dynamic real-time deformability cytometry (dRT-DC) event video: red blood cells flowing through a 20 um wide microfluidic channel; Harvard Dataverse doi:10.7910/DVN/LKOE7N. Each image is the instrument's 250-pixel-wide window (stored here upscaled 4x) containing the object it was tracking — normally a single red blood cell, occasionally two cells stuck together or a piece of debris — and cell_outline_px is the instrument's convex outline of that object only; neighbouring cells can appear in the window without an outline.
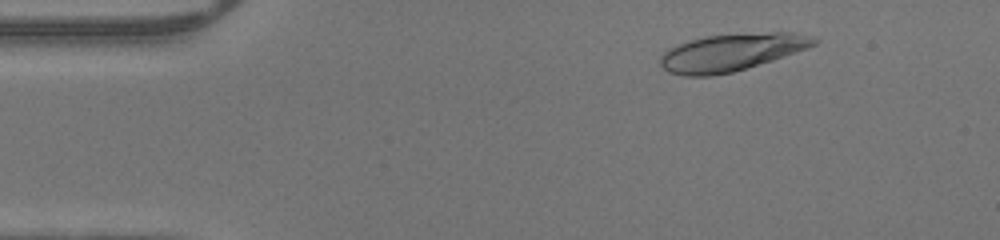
{"species": "human", "species_latin": "Homo sapiens", "temperature_condition": "warm", "stored_images_in_passage": 46, "camera_frame_rate_fps": 3000, "um_per_image_px": 0.085, "donor": {"sex": "male"}, "frame": {"image": 1, "passage_image": 5, "time_ms": 1.333, "image_size_px": [1000, 240], "cell_outline_px": [[820, 40], [816, 44], [808, 48], [772, 60], [732, 72], [712, 76], [684, 76], [668, 72], [660, 64], [660, 56], [668, 48], [704, 36], [772, 32], [792, 32], [812, 36]], "centroid_in_image_um": [62.18, 4.45], "position_along_channel_um": 22.8, "area_um2": 33.18}}
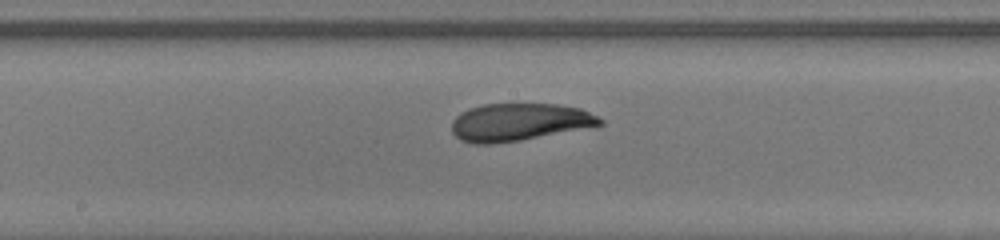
{"frame": {"image": 2, "passage_image": 23, "time_ms": 7.333, "image_size_px": [1000, 240], "cell_outline_px": [[604, 124], [520, 140], [492, 144], [472, 144], [460, 140], [452, 132], [452, 120], [460, 112], [468, 108], [484, 104], [556, 104], [580, 108], [604, 120]], "centroid_in_image_um": [44.07, 10.38], "position_along_channel_um": 204.1, "area_um2": 32.25}}
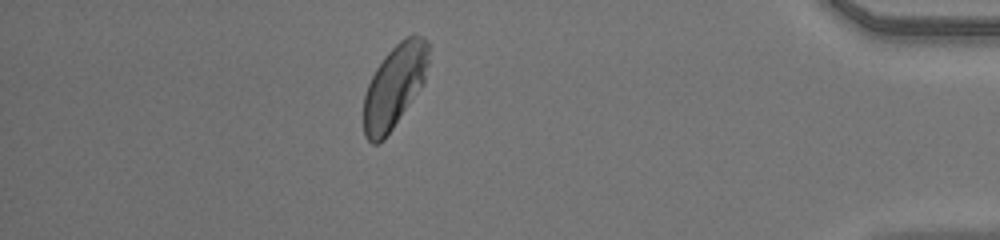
{"frame": {"image": 3, "passage_image": 40, "time_ms": 13.0, "image_size_px": [1000, 240], "cell_outline_px": [[428, 64], [424, 84], [384, 140], [376, 144], [372, 144], [364, 136], [364, 96], [368, 84], [376, 68], [384, 56], [400, 40], [412, 32], [424, 36], [428, 40]], "centroid_in_image_um": [33.55, 7.3], "position_along_channel_um": 401.7, "area_um2": 31.67}}